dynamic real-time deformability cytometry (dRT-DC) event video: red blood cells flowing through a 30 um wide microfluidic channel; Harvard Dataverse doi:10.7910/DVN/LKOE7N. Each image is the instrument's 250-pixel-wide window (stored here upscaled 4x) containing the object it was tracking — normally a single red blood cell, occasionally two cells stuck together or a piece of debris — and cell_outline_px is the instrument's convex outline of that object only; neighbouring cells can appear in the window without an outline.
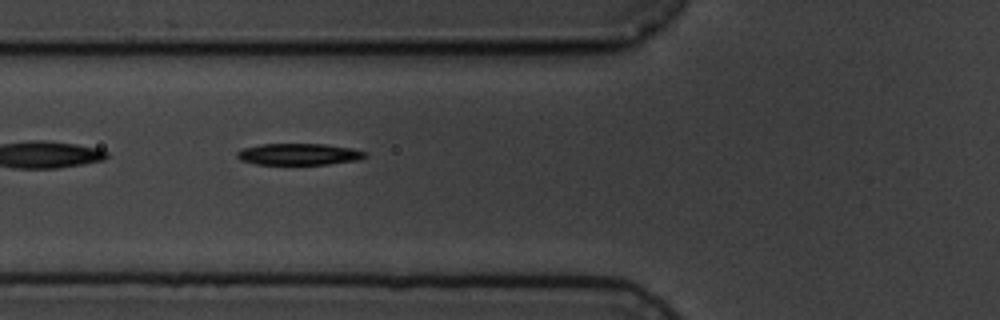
{"species": "common noctule bat (a hibernating species)", "species_latin": "Nyctalus noctula", "temperature_condition": "cold", "stored_images_in_passage": 6, "camera_frame_rate_fps": 3000, "um_per_image_px": 0.085, "animal": {"sex": "male", "body_mass_g": 19.5, "forearm_length_mm": 54.6}, "frame": {"image": 1, "passage_image": 6, "time_ms": 5.667, "image_size_px": [1000, 320], "cell_outline_px": [[368, 156], [356, 160], [328, 164], [256, 164], [240, 160], [236, 156], [236, 152], [244, 148], [260, 144], [324, 144], [352, 148], [368, 152]], "centroid_in_image_um": [25.41, 13.1], "position_along_channel_um": 100.4, "area_um2": 16.07}}